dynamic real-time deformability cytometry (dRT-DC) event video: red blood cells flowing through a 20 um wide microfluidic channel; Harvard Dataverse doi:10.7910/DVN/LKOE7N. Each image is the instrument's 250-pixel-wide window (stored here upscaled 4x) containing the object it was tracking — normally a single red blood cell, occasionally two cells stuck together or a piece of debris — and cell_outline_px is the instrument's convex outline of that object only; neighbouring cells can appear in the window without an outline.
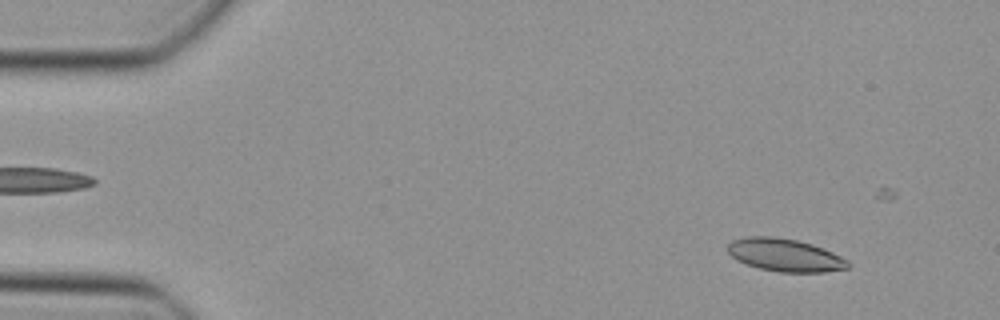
{"species": "Egyptian fruit bat (a non-hibernating species)", "species_latin": "Rousettus aegyptiacus", "temperature_condition": "cold", "stored_images_in_passage": 14, "camera_frame_rate_fps": 3000, "um_per_image_px": 0.085, "animal": {"sex": "female"}, "frame": {"image": 1, "passage_image": 4, "time_ms": 1.0, "image_size_px": [1000, 320], "cell_outline_px": [[848, 268], [824, 272], [780, 272], [760, 268], [736, 260], [728, 252], [728, 244], [732, 240], [748, 236], [772, 236], [796, 240], [812, 244], [832, 252], [848, 260]], "centroid_in_image_um": [66.7, 21.67], "position_along_channel_um": 18.3, "area_um2": 22.77}}
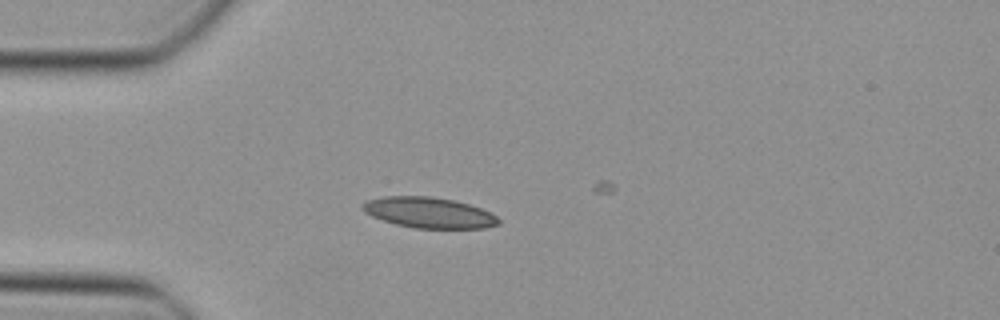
{"frame": {"image": 2, "passage_image": 12, "time_ms": 3.667, "image_size_px": [1000, 320], "cell_outline_px": [[500, 224], [484, 228], [412, 228], [396, 224], [372, 216], [364, 212], [360, 208], [360, 204], [364, 200], [384, 196], [432, 196], [452, 200], [468, 204], [480, 208], [496, 216], [500, 220]], "centroid_in_image_um": [36.4, 18.07], "position_along_channel_um": 48.6, "area_um2": 24.39}}